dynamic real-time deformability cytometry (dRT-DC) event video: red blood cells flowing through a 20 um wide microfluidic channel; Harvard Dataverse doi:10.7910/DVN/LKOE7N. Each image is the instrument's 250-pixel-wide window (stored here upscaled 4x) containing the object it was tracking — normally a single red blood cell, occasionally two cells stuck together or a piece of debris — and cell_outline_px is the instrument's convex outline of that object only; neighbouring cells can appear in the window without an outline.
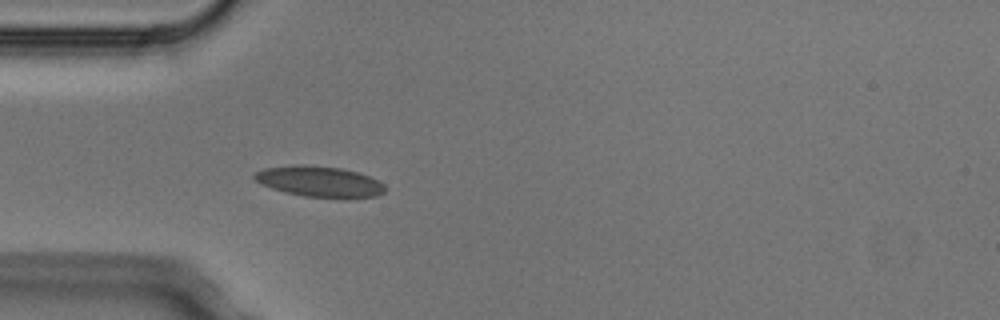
{"species": "Egyptian fruit bat (a non-hibernating species)", "species_latin": "Rousettus aegyptiacus", "temperature_condition": "cold", "stored_images_in_passage": 4, "camera_frame_rate_fps": 3000, "um_per_image_px": 0.085, "animal": {"sex": "male"}, "frame": {"image": 1, "passage_image": 4, "time_ms": 1.0, "image_size_px": [1000, 320], "cell_outline_px": [[384, 192], [376, 196], [344, 200], [304, 196], [284, 192], [260, 184], [252, 176], [256, 172], [264, 168], [292, 164], [304, 164], [340, 168], [356, 172], [368, 176], [384, 184]], "centroid_in_image_um": [27.15, 15.45], "position_along_channel_um": 57.9, "area_um2": 23.87}}